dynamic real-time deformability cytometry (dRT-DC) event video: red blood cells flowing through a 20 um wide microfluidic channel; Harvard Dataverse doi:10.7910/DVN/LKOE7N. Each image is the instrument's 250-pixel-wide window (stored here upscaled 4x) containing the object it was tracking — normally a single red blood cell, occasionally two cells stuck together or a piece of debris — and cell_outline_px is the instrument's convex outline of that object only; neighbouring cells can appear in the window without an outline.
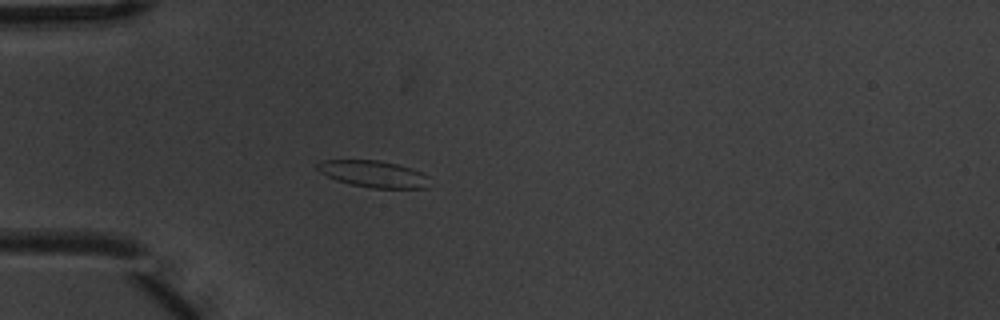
{"species": "common noctule bat (a hibernating species)", "species_latin": "Nyctalus noctula", "temperature_condition": "warm", "stored_images_in_passage": 4, "camera_frame_rate_fps": 3000, "um_per_image_px": 0.085, "animal": {"sex": "male", "body_mass_g": 20.1, "forearm_length_mm": 53.5}, "frame": {"image": 1, "passage_image": 4, "time_ms": 1.0, "image_size_px": [1000, 320], "cell_outline_px": [[428, 188], [372, 188], [352, 184], [336, 180], [320, 172], [316, 168], [316, 164], [324, 160], [380, 160], [412, 168], [428, 176]], "centroid_in_image_um": [31.75, 14.78], "position_along_channel_um": 53.3, "area_um2": 17.34}}